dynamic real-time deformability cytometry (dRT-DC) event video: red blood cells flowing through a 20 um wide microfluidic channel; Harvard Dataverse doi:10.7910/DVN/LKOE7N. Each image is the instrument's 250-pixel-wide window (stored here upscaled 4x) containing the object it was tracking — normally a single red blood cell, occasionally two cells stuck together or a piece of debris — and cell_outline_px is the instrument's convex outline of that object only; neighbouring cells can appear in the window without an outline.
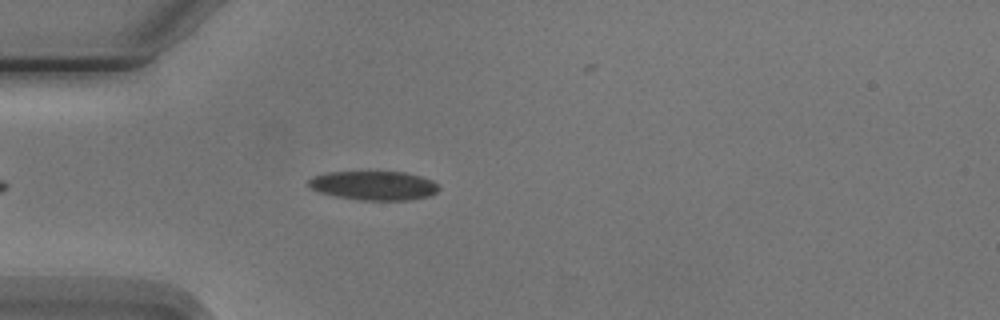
{"species": "Egyptian fruit bat (a non-hibernating species)", "species_latin": "Rousettus aegyptiacus", "temperature_condition": "cold", "stored_images_in_passage": 3, "camera_frame_rate_fps": 3000, "um_per_image_px": 0.085, "animal": {"sex": "male"}, "frame": {"image": 1, "passage_image": 3, "time_ms": 2.333, "image_size_px": [1000, 320], "cell_outline_px": [[440, 188], [436, 192], [428, 196], [408, 200], [360, 200], [336, 196], [320, 192], [312, 188], [308, 184], [308, 180], [316, 176], [328, 172], [404, 172], [420, 176], [432, 180]], "centroid_in_image_um": [31.79, 15.77], "position_along_channel_um": 53.2, "area_um2": 21.79}}